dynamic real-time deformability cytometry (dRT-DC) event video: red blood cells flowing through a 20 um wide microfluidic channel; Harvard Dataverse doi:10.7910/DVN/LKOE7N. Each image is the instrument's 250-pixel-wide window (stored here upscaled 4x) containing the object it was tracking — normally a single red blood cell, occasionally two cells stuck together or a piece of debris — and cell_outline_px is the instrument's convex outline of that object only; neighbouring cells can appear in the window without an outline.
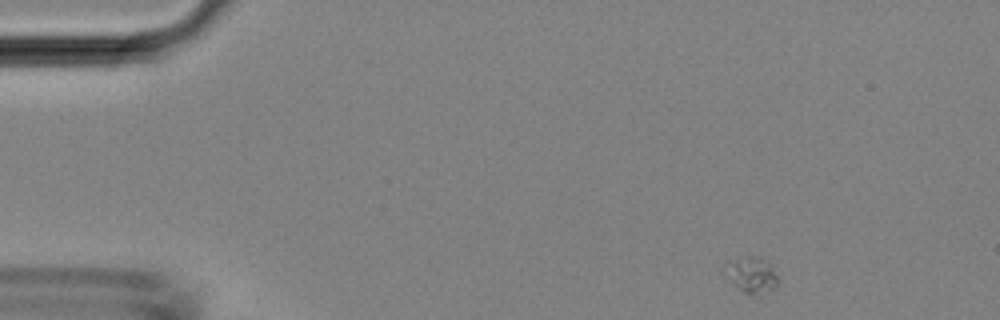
{"species": "Egyptian fruit bat (a non-hibernating species)", "species_latin": "Rousettus aegyptiacus", "temperature_condition": "room temperature", "stored_images_in_passage": 42, "camera_frame_rate_fps": 3000, "um_per_image_px": 0.085, "animal": {"sex": "female"}, "frame": {"image": 1, "passage_image": 1, "time_ms": 0.0, "image_size_px": [1000, 320], "cell_outline_px": [[776, 288], [760, 296], [744, 292], [732, 280], [732, 264], [736, 260], [748, 256], [760, 256], [768, 260], [772, 264], [776, 276]], "centroid_in_image_um": [64.11, 23.39], "position_along_channel_um": 20.9, "area_um2": 10.12}}
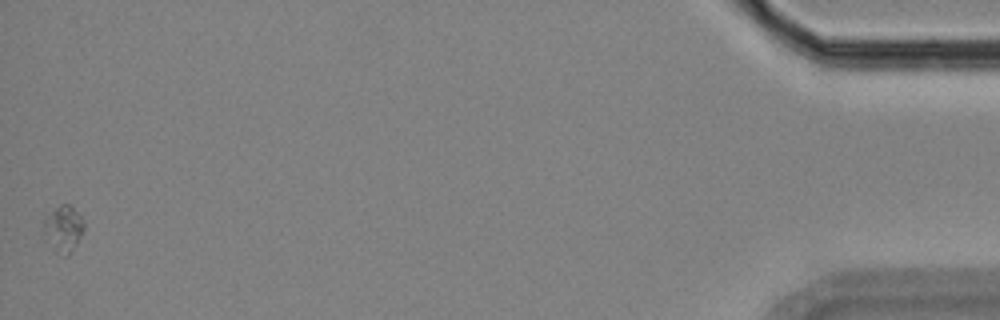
{"frame": {"image": 2, "passage_image": 42, "time_ms": 13.667, "image_size_px": [1000, 320], "cell_outline_px": [[84, 228], [80, 236], [68, 256], [64, 256], [52, 248], [44, 232], [44, 216], [60, 204], [68, 204], [84, 220]], "centroid_in_image_um": [5.37, 19.42], "position_along_channel_um": 429.8, "area_um2": 10.58}}